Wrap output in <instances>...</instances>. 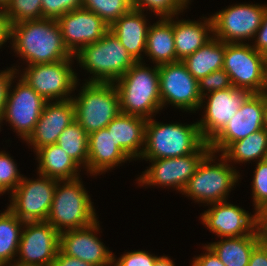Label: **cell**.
<instances>
[{
	"mask_svg": "<svg viewBox=\"0 0 267 266\" xmlns=\"http://www.w3.org/2000/svg\"><path fill=\"white\" fill-rule=\"evenodd\" d=\"M12 47L28 65L55 63L74 55L64 44L54 19L27 20L11 25Z\"/></svg>",
	"mask_w": 267,
	"mask_h": 266,
	"instance_id": "obj_1",
	"label": "cell"
},
{
	"mask_svg": "<svg viewBox=\"0 0 267 266\" xmlns=\"http://www.w3.org/2000/svg\"><path fill=\"white\" fill-rule=\"evenodd\" d=\"M114 84L119 94L121 113L148 120L162 109L157 65L152 69L137 61Z\"/></svg>",
	"mask_w": 267,
	"mask_h": 266,
	"instance_id": "obj_2",
	"label": "cell"
},
{
	"mask_svg": "<svg viewBox=\"0 0 267 266\" xmlns=\"http://www.w3.org/2000/svg\"><path fill=\"white\" fill-rule=\"evenodd\" d=\"M204 143L198 122L163 124L150 118L146 123L145 145L140 159L182 157L196 152Z\"/></svg>",
	"mask_w": 267,
	"mask_h": 266,
	"instance_id": "obj_3",
	"label": "cell"
},
{
	"mask_svg": "<svg viewBox=\"0 0 267 266\" xmlns=\"http://www.w3.org/2000/svg\"><path fill=\"white\" fill-rule=\"evenodd\" d=\"M97 219L90 196L79 178L57 181L48 223L62 233L89 227Z\"/></svg>",
	"mask_w": 267,
	"mask_h": 266,
	"instance_id": "obj_4",
	"label": "cell"
},
{
	"mask_svg": "<svg viewBox=\"0 0 267 266\" xmlns=\"http://www.w3.org/2000/svg\"><path fill=\"white\" fill-rule=\"evenodd\" d=\"M75 57L93 75L87 82L114 83L136 62L110 30L97 42L80 49Z\"/></svg>",
	"mask_w": 267,
	"mask_h": 266,
	"instance_id": "obj_5",
	"label": "cell"
},
{
	"mask_svg": "<svg viewBox=\"0 0 267 266\" xmlns=\"http://www.w3.org/2000/svg\"><path fill=\"white\" fill-rule=\"evenodd\" d=\"M215 153L210 151L198 165L195 174L189 179L182 194L190 196L194 201L206 203H218L225 201L228 193L238 182L239 172L234 169L228 160L221 154L217 163ZM216 164H211V163Z\"/></svg>",
	"mask_w": 267,
	"mask_h": 266,
	"instance_id": "obj_6",
	"label": "cell"
},
{
	"mask_svg": "<svg viewBox=\"0 0 267 266\" xmlns=\"http://www.w3.org/2000/svg\"><path fill=\"white\" fill-rule=\"evenodd\" d=\"M81 88L79 97H72L75 120L89 135L120 113L119 94L114 83L86 82Z\"/></svg>",
	"mask_w": 267,
	"mask_h": 266,
	"instance_id": "obj_7",
	"label": "cell"
},
{
	"mask_svg": "<svg viewBox=\"0 0 267 266\" xmlns=\"http://www.w3.org/2000/svg\"><path fill=\"white\" fill-rule=\"evenodd\" d=\"M72 59L74 58L55 63L27 65L21 78L46 101L72 99L70 94L78 84L77 75L71 67Z\"/></svg>",
	"mask_w": 267,
	"mask_h": 266,
	"instance_id": "obj_8",
	"label": "cell"
},
{
	"mask_svg": "<svg viewBox=\"0 0 267 266\" xmlns=\"http://www.w3.org/2000/svg\"><path fill=\"white\" fill-rule=\"evenodd\" d=\"M266 56L244 43H225L223 69L235 88L261 93L264 87Z\"/></svg>",
	"mask_w": 267,
	"mask_h": 266,
	"instance_id": "obj_9",
	"label": "cell"
},
{
	"mask_svg": "<svg viewBox=\"0 0 267 266\" xmlns=\"http://www.w3.org/2000/svg\"><path fill=\"white\" fill-rule=\"evenodd\" d=\"M39 177L36 180L23 177L10 194L8 208L21 221H47L58 180L43 175Z\"/></svg>",
	"mask_w": 267,
	"mask_h": 266,
	"instance_id": "obj_10",
	"label": "cell"
},
{
	"mask_svg": "<svg viewBox=\"0 0 267 266\" xmlns=\"http://www.w3.org/2000/svg\"><path fill=\"white\" fill-rule=\"evenodd\" d=\"M158 71L162 109L168 103L187 112L201 108L198 80L182 61L159 65Z\"/></svg>",
	"mask_w": 267,
	"mask_h": 266,
	"instance_id": "obj_11",
	"label": "cell"
},
{
	"mask_svg": "<svg viewBox=\"0 0 267 266\" xmlns=\"http://www.w3.org/2000/svg\"><path fill=\"white\" fill-rule=\"evenodd\" d=\"M14 78L8 88L1 122L6 120L10 123L17 134L26 141L32 134L47 101L22 78L15 89H12Z\"/></svg>",
	"mask_w": 267,
	"mask_h": 266,
	"instance_id": "obj_12",
	"label": "cell"
},
{
	"mask_svg": "<svg viewBox=\"0 0 267 266\" xmlns=\"http://www.w3.org/2000/svg\"><path fill=\"white\" fill-rule=\"evenodd\" d=\"M210 151L209 144L205 142L196 152L186 156L149 160L152 165L138 177V182L142 186L176 187L182 193L198 165Z\"/></svg>",
	"mask_w": 267,
	"mask_h": 266,
	"instance_id": "obj_13",
	"label": "cell"
},
{
	"mask_svg": "<svg viewBox=\"0 0 267 266\" xmlns=\"http://www.w3.org/2000/svg\"><path fill=\"white\" fill-rule=\"evenodd\" d=\"M14 265H52L59 252L60 233L47 221L25 222Z\"/></svg>",
	"mask_w": 267,
	"mask_h": 266,
	"instance_id": "obj_14",
	"label": "cell"
},
{
	"mask_svg": "<svg viewBox=\"0 0 267 266\" xmlns=\"http://www.w3.org/2000/svg\"><path fill=\"white\" fill-rule=\"evenodd\" d=\"M267 5L236 4L211 16L213 34L225 43H243L242 40L254 39L262 24ZM251 38V39H249Z\"/></svg>",
	"mask_w": 267,
	"mask_h": 266,
	"instance_id": "obj_15",
	"label": "cell"
},
{
	"mask_svg": "<svg viewBox=\"0 0 267 266\" xmlns=\"http://www.w3.org/2000/svg\"><path fill=\"white\" fill-rule=\"evenodd\" d=\"M252 93L244 88L230 87L225 90H218L205 94L202 97L201 107H204L203 119L198 122L202 139L209 143L236 114L238 109ZM207 102L203 100L206 99Z\"/></svg>",
	"mask_w": 267,
	"mask_h": 266,
	"instance_id": "obj_16",
	"label": "cell"
},
{
	"mask_svg": "<svg viewBox=\"0 0 267 266\" xmlns=\"http://www.w3.org/2000/svg\"><path fill=\"white\" fill-rule=\"evenodd\" d=\"M264 96L252 93L226 126L208 143L214 153H223L233 142L263 129Z\"/></svg>",
	"mask_w": 267,
	"mask_h": 266,
	"instance_id": "obj_17",
	"label": "cell"
},
{
	"mask_svg": "<svg viewBox=\"0 0 267 266\" xmlns=\"http://www.w3.org/2000/svg\"><path fill=\"white\" fill-rule=\"evenodd\" d=\"M56 21L64 44L73 55L109 31V26L97 14L84 8L67 12Z\"/></svg>",
	"mask_w": 267,
	"mask_h": 266,
	"instance_id": "obj_18",
	"label": "cell"
},
{
	"mask_svg": "<svg viewBox=\"0 0 267 266\" xmlns=\"http://www.w3.org/2000/svg\"><path fill=\"white\" fill-rule=\"evenodd\" d=\"M212 208L201 215L203 225L218 237H239L253 234L258 229L257 212L251 215L227 200L211 203Z\"/></svg>",
	"mask_w": 267,
	"mask_h": 266,
	"instance_id": "obj_19",
	"label": "cell"
},
{
	"mask_svg": "<svg viewBox=\"0 0 267 266\" xmlns=\"http://www.w3.org/2000/svg\"><path fill=\"white\" fill-rule=\"evenodd\" d=\"M99 221L91 226L60 233L59 250L70 257L78 258L94 266H111L113 254L96 236Z\"/></svg>",
	"mask_w": 267,
	"mask_h": 266,
	"instance_id": "obj_20",
	"label": "cell"
},
{
	"mask_svg": "<svg viewBox=\"0 0 267 266\" xmlns=\"http://www.w3.org/2000/svg\"><path fill=\"white\" fill-rule=\"evenodd\" d=\"M75 119V106L72 99L47 101L26 142L33 146L35 152L44 146L56 144L59 135Z\"/></svg>",
	"mask_w": 267,
	"mask_h": 266,
	"instance_id": "obj_21",
	"label": "cell"
},
{
	"mask_svg": "<svg viewBox=\"0 0 267 266\" xmlns=\"http://www.w3.org/2000/svg\"><path fill=\"white\" fill-rule=\"evenodd\" d=\"M131 159L115 144L111 132L102 128L88 135L87 172L98 175Z\"/></svg>",
	"mask_w": 267,
	"mask_h": 266,
	"instance_id": "obj_22",
	"label": "cell"
},
{
	"mask_svg": "<svg viewBox=\"0 0 267 266\" xmlns=\"http://www.w3.org/2000/svg\"><path fill=\"white\" fill-rule=\"evenodd\" d=\"M143 13L141 10L132 8L109 27L136 62L142 61L141 53L146 52L149 25Z\"/></svg>",
	"mask_w": 267,
	"mask_h": 266,
	"instance_id": "obj_23",
	"label": "cell"
},
{
	"mask_svg": "<svg viewBox=\"0 0 267 266\" xmlns=\"http://www.w3.org/2000/svg\"><path fill=\"white\" fill-rule=\"evenodd\" d=\"M147 119L119 113L107 126L115 144L130 158H140L145 145ZM142 146V148H141Z\"/></svg>",
	"mask_w": 267,
	"mask_h": 266,
	"instance_id": "obj_24",
	"label": "cell"
},
{
	"mask_svg": "<svg viewBox=\"0 0 267 266\" xmlns=\"http://www.w3.org/2000/svg\"><path fill=\"white\" fill-rule=\"evenodd\" d=\"M203 21L204 22L200 21L199 23V21H188L184 19L174 21L173 19V34L177 61L184 60L212 38L213 35H209L211 33L213 34L212 18L205 17Z\"/></svg>",
	"mask_w": 267,
	"mask_h": 266,
	"instance_id": "obj_25",
	"label": "cell"
},
{
	"mask_svg": "<svg viewBox=\"0 0 267 266\" xmlns=\"http://www.w3.org/2000/svg\"><path fill=\"white\" fill-rule=\"evenodd\" d=\"M160 19L148 28L145 52L157 66L177 62L173 17Z\"/></svg>",
	"mask_w": 267,
	"mask_h": 266,
	"instance_id": "obj_26",
	"label": "cell"
},
{
	"mask_svg": "<svg viewBox=\"0 0 267 266\" xmlns=\"http://www.w3.org/2000/svg\"><path fill=\"white\" fill-rule=\"evenodd\" d=\"M36 155L39 162V167H37L39 175L57 180L79 178L80 165L57 144L39 148Z\"/></svg>",
	"mask_w": 267,
	"mask_h": 266,
	"instance_id": "obj_27",
	"label": "cell"
},
{
	"mask_svg": "<svg viewBox=\"0 0 267 266\" xmlns=\"http://www.w3.org/2000/svg\"><path fill=\"white\" fill-rule=\"evenodd\" d=\"M261 242L259 228L250 235L222 238L208 244L225 266H248L253 249Z\"/></svg>",
	"mask_w": 267,
	"mask_h": 266,
	"instance_id": "obj_28",
	"label": "cell"
},
{
	"mask_svg": "<svg viewBox=\"0 0 267 266\" xmlns=\"http://www.w3.org/2000/svg\"><path fill=\"white\" fill-rule=\"evenodd\" d=\"M224 53L225 42L212 36L208 42L182 62L190 74L199 81L211 72L223 68Z\"/></svg>",
	"mask_w": 267,
	"mask_h": 266,
	"instance_id": "obj_29",
	"label": "cell"
},
{
	"mask_svg": "<svg viewBox=\"0 0 267 266\" xmlns=\"http://www.w3.org/2000/svg\"><path fill=\"white\" fill-rule=\"evenodd\" d=\"M24 223L8 207L0 213V266L14 265Z\"/></svg>",
	"mask_w": 267,
	"mask_h": 266,
	"instance_id": "obj_30",
	"label": "cell"
},
{
	"mask_svg": "<svg viewBox=\"0 0 267 266\" xmlns=\"http://www.w3.org/2000/svg\"><path fill=\"white\" fill-rule=\"evenodd\" d=\"M222 155L228 162L237 163L255 161V159H258L256 161L267 159V130L263 128L233 142Z\"/></svg>",
	"mask_w": 267,
	"mask_h": 266,
	"instance_id": "obj_31",
	"label": "cell"
},
{
	"mask_svg": "<svg viewBox=\"0 0 267 266\" xmlns=\"http://www.w3.org/2000/svg\"><path fill=\"white\" fill-rule=\"evenodd\" d=\"M56 144L63 148L80 166L84 165V168L87 169L88 134L76 120L63 130Z\"/></svg>",
	"mask_w": 267,
	"mask_h": 266,
	"instance_id": "obj_32",
	"label": "cell"
},
{
	"mask_svg": "<svg viewBox=\"0 0 267 266\" xmlns=\"http://www.w3.org/2000/svg\"><path fill=\"white\" fill-rule=\"evenodd\" d=\"M82 8L97 14L110 27L133 6L131 0H82Z\"/></svg>",
	"mask_w": 267,
	"mask_h": 266,
	"instance_id": "obj_33",
	"label": "cell"
},
{
	"mask_svg": "<svg viewBox=\"0 0 267 266\" xmlns=\"http://www.w3.org/2000/svg\"><path fill=\"white\" fill-rule=\"evenodd\" d=\"M10 25L43 18L41 0H11L5 10Z\"/></svg>",
	"mask_w": 267,
	"mask_h": 266,
	"instance_id": "obj_34",
	"label": "cell"
},
{
	"mask_svg": "<svg viewBox=\"0 0 267 266\" xmlns=\"http://www.w3.org/2000/svg\"><path fill=\"white\" fill-rule=\"evenodd\" d=\"M135 9L145 11L149 9L160 18L175 17L187 7L189 0H131ZM146 7V8H145ZM145 10H144V9Z\"/></svg>",
	"mask_w": 267,
	"mask_h": 266,
	"instance_id": "obj_35",
	"label": "cell"
},
{
	"mask_svg": "<svg viewBox=\"0 0 267 266\" xmlns=\"http://www.w3.org/2000/svg\"><path fill=\"white\" fill-rule=\"evenodd\" d=\"M17 164L5 152H0V194L13 191L22 180Z\"/></svg>",
	"mask_w": 267,
	"mask_h": 266,
	"instance_id": "obj_36",
	"label": "cell"
},
{
	"mask_svg": "<svg viewBox=\"0 0 267 266\" xmlns=\"http://www.w3.org/2000/svg\"><path fill=\"white\" fill-rule=\"evenodd\" d=\"M252 181V195L257 212L267 202V159L257 161Z\"/></svg>",
	"mask_w": 267,
	"mask_h": 266,
	"instance_id": "obj_37",
	"label": "cell"
},
{
	"mask_svg": "<svg viewBox=\"0 0 267 266\" xmlns=\"http://www.w3.org/2000/svg\"><path fill=\"white\" fill-rule=\"evenodd\" d=\"M43 18L59 19L62 15L82 8V0H41Z\"/></svg>",
	"mask_w": 267,
	"mask_h": 266,
	"instance_id": "obj_38",
	"label": "cell"
},
{
	"mask_svg": "<svg viewBox=\"0 0 267 266\" xmlns=\"http://www.w3.org/2000/svg\"><path fill=\"white\" fill-rule=\"evenodd\" d=\"M198 85L199 93L202 97L207 93L218 90H225L232 87L229 75L223 68L213 71L205 77L201 78L198 81Z\"/></svg>",
	"mask_w": 267,
	"mask_h": 266,
	"instance_id": "obj_39",
	"label": "cell"
},
{
	"mask_svg": "<svg viewBox=\"0 0 267 266\" xmlns=\"http://www.w3.org/2000/svg\"><path fill=\"white\" fill-rule=\"evenodd\" d=\"M156 258L157 256L148 251H132L123 254L117 261L113 255L112 264L114 266H154Z\"/></svg>",
	"mask_w": 267,
	"mask_h": 266,
	"instance_id": "obj_40",
	"label": "cell"
},
{
	"mask_svg": "<svg viewBox=\"0 0 267 266\" xmlns=\"http://www.w3.org/2000/svg\"><path fill=\"white\" fill-rule=\"evenodd\" d=\"M17 71L18 69L12 67L0 72V124L4 112L8 88L12 78L17 74Z\"/></svg>",
	"mask_w": 267,
	"mask_h": 266,
	"instance_id": "obj_41",
	"label": "cell"
},
{
	"mask_svg": "<svg viewBox=\"0 0 267 266\" xmlns=\"http://www.w3.org/2000/svg\"><path fill=\"white\" fill-rule=\"evenodd\" d=\"M254 38L256 39L254 45H252L253 48L267 57V6L265 8L262 24L256 31Z\"/></svg>",
	"mask_w": 267,
	"mask_h": 266,
	"instance_id": "obj_42",
	"label": "cell"
},
{
	"mask_svg": "<svg viewBox=\"0 0 267 266\" xmlns=\"http://www.w3.org/2000/svg\"><path fill=\"white\" fill-rule=\"evenodd\" d=\"M206 253L195 257L191 266H225L216 253L208 246H204Z\"/></svg>",
	"mask_w": 267,
	"mask_h": 266,
	"instance_id": "obj_43",
	"label": "cell"
},
{
	"mask_svg": "<svg viewBox=\"0 0 267 266\" xmlns=\"http://www.w3.org/2000/svg\"><path fill=\"white\" fill-rule=\"evenodd\" d=\"M248 266H267V247L262 242L253 249Z\"/></svg>",
	"mask_w": 267,
	"mask_h": 266,
	"instance_id": "obj_44",
	"label": "cell"
},
{
	"mask_svg": "<svg viewBox=\"0 0 267 266\" xmlns=\"http://www.w3.org/2000/svg\"><path fill=\"white\" fill-rule=\"evenodd\" d=\"M52 266H94L78 258L63 254L60 250L53 261Z\"/></svg>",
	"mask_w": 267,
	"mask_h": 266,
	"instance_id": "obj_45",
	"label": "cell"
},
{
	"mask_svg": "<svg viewBox=\"0 0 267 266\" xmlns=\"http://www.w3.org/2000/svg\"><path fill=\"white\" fill-rule=\"evenodd\" d=\"M11 25L8 21L5 10H0V48L1 46L10 40Z\"/></svg>",
	"mask_w": 267,
	"mask_h": 266,
	"instance_id": "obj_46",
	"label": "cell"
},
{
	"mask_svg": "<svg viewBox=\"0 0 267 266\" xmlns=\"http://www.w3.org/2000/svg\"><path fill=\"white\" fill-rule=\"evenodd\" d=\"M257 223L261 239H267V215H257Z\"/></svg>",
	"mask_w": 267,
	"mask_h": 266,
	"instance_id": "obj_47",
	"label": "cell"
},
{
	"mask_svg": "<svg viewBox=\"0 0 267 266\" xmlns=\"http://www.w3.org/2000/svg\"><path fill=\"white\" fill-rule=\"evenodd\" d=\"M154 266H175L174 262L166 256H158Z\"/></svg>",
	"mask_w": 267,
	"mask_h": 266,
	"instance_id": "obj_48",
	"label": "cell"
},
{
	"mask_svg": "<svg viewBox=\"0 0 267 266\" xmlns=\"http://www.w3.org/2000/svg\"><path fill=\"white\" fill-rule=\"evenodd\" d=\"M261 94L264 97H267V57H266V61H265L264 87H263Z\"/></svg>",
	"mask_w": 267,
	"mask_h": 266,
	"instance_id": "obj_49",
	"label": "cell"
},
{
	"mask_svg": "<svg viewBox=\"0 0 267 266\" xmlns=\"http://www.w3.org/2000/svg\"><path fill=\"white\" fill-rule=\"evenodd\" d=\"M263 127L267 130V97H264Z\"/></svg>",
	"mask_w": 267,
	"mask_h": 266,
	"instance_id": "obj_50",
	"label": "cell"
},
{
	"mask_svg": "<svg viewBox=\"0 0 267 266\" xmlns=\"http://www.w3.org/2000/svg\"><path fill=\"white\" fill-rule=\"evenodd\" d=\"M11 0H0V10H6Z\"/></svg>",
	"mask_w": 267,
	"mask_h": 266,
	"instance_id": "obj_51",
	"label": "cell"
},
{
	"mask_svg": "<svg viewBox=\"0 0 267 266\" xmlns=\"http://www.w3.org/2000/svg\"><path fill=\"white\" fill-rule=\"evenodd\" d=\"M257 215H267V202L257 211Z\"/></svg>",
	"mask_w": 267,
	"mask_h": 266,
	"instance_id": "obj_52",
	"label": "cell"
},
{
	"mask_svg": "<svg viewBox=\"0 0 267 266\" xmlns=\"http://www.w3.org/2000/svg\"><path fill=\"white\" fill-rule=\"evenodd\" d=\"M261 242L267 247V239H261Z\"/></svg>",
	"mask_w": 267,
	"mask_h": 266,
	"instance_id": "obj_53",
	"label": "cell"
}]
</instances>
